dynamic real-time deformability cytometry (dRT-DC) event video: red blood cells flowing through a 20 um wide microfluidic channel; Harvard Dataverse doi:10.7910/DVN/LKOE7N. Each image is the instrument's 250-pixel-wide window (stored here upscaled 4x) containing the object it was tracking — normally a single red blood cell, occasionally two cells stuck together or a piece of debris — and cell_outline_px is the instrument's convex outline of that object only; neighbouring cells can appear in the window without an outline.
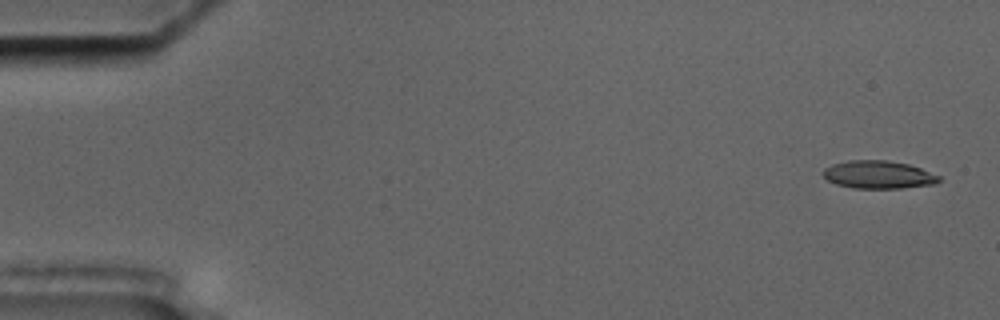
{"species": "common noctule bat (a hibernating species)", "species_latin": "Nyctalus noctula", "temperature_condition": "cold", "stored_images_in_passage": 11, "camera_frame_rate_fps": 3000, "um_per_image_px": 0.085, "animal": {"sex": "male", "body_mass_g": 17.5, "forearm_length_mm": 52.3}, "frame": {"image": 1, "passage_image": 1, "time_ms": 0.0, "image_size_px": [1000, 320], "cell_outline_px": [[940, 180], [936, 184], [900, 188], [852, 188], [836, 184], [828, 180], [820, 172], [824, 168], [832, 164], [848, 160], [888, 160], [908, 164], [920, 168], [940, 176]], "centroid_in_image_um": [74.64, 14.84], "position_along_channel_um": 10.4, "area_um2": 18.9}}
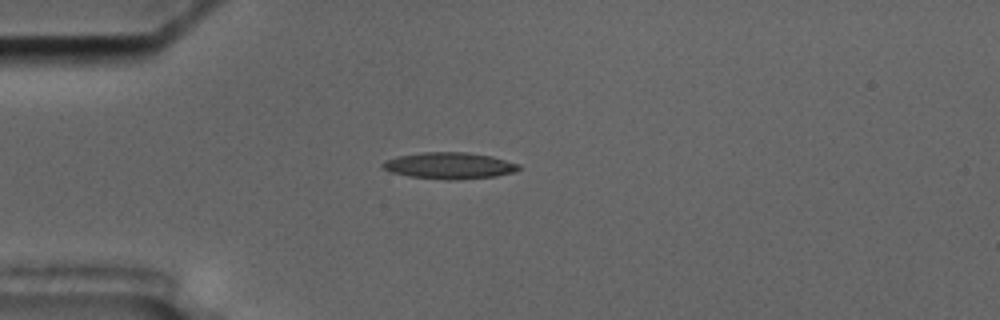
{"frame": {"image": 2, "passage_image": 4, "time_ms": 4.333, "image_size_px": [1000, 320], "cell_outline_px": [[520, 168], [512, 172], [496, 176], [456, 180], [444, 180], [408, 176], [392, 172], [380, 168], [380, 164], [384, 160], [396, 156], [424, 152], [468, 152], [492, 156], [520, 164]], "centroid_in_image_um": [38.15, 14.08], "position_along_channel_um": 46.9, "area_um2": 21.21}}
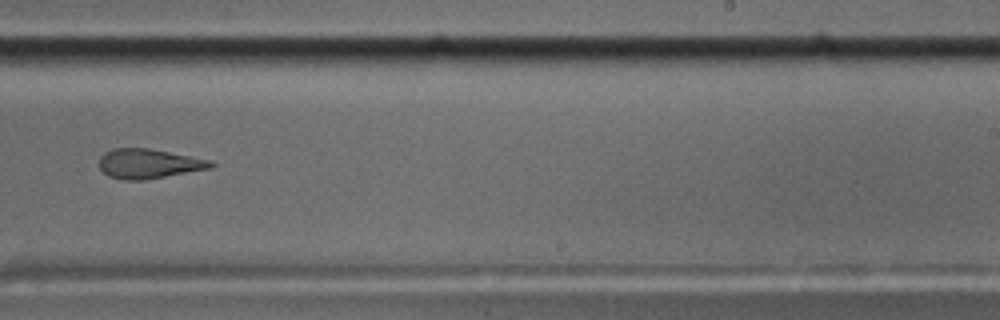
{"frame": {"image": 3, "passage_image": 10, "time_ms": 11.333, "image_size_px": [1000, 320], "cell_outline_px": [[216, 164], [212, 168], [144, 180], [124, 180], [108, 176], [100, 168], [100, 156], [104, 152], [112, 148], [148, 148], [212, 160]], "centroid_in_image_um": [12.65, 13.91], "position_along_channel_um": 276.3, "area_um2": 19.31}}